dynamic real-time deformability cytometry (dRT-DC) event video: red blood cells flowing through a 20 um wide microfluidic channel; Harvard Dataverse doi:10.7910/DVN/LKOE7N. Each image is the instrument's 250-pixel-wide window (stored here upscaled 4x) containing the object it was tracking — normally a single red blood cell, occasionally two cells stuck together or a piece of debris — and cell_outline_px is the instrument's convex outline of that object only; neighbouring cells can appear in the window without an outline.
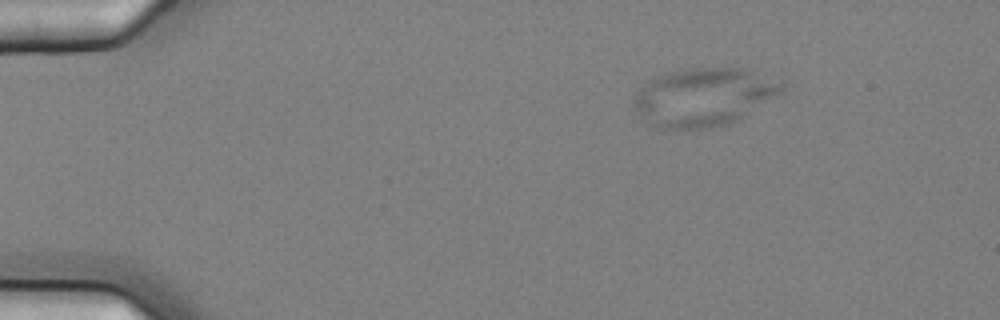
{"species": "common noctule bat (a hibernating species)", "species_latin": "Nyctalus noctula", "temperature_condition": "cold", "stored_images_in_passage": 9, "camera_frame_rate_fps": 3000, "um_per_image_px": 0.085, "animal": {"sex": "female", "body_mass_g": 25.1}, "frame": {"image": 1, "passage_image": 1, "time_ms": 0.0, "image_size_px": [1000, 320], "cell_outline_px": [[780, 92], [736, 120], [728, 124], [708, 128], [656, 128], [636, 120], [632, 104], [632, 100], [636, 92], [640, 88], [656, 76], [664, 72], [684, 68], [740, 68], [752, 72], [780, 88]], "centroid_in_image_um": [59.53, 8.29], "position_along_channel_um": 25.5, "area_um2": 49.19}}